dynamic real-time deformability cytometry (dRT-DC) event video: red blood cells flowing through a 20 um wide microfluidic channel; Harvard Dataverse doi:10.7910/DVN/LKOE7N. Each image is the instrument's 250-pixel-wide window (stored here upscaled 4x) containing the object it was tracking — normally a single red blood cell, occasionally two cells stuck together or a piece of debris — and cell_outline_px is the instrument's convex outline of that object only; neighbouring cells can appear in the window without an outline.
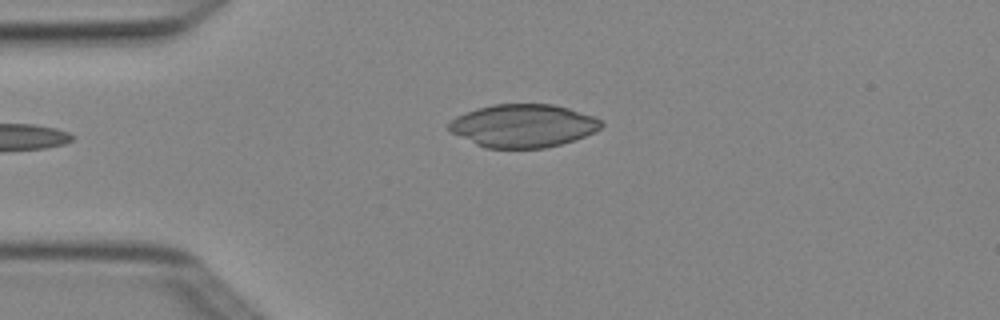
{"species": "Egyptian fruit bat (a non-hibernating species)", "species_latin": "Rousettus aegyptiacus", "temperature_condition": "cold", "stored_images_in_passage": 4, "camera_frame_rate_fps": 3000, "um_per_image_px": 0.085, "animal": {"sex": "female"}, "frame": {"image": 1, "passage_image": 4, "time_ms": 1.0, "image_size_px": [1000, 320], "cell_outline_px": [[604, 124], [600, 128], [584, 136], [560, 144], [544, 148], [484, 148], [452, 132], [448, 128], [448, 124], [456, 116], [476, 108], [492, 104], [552, 104], [568, 108], [604, 120]], "centroid_in_image_um": [44.46, 10.68], "position_along_channel_um": 40.5, "area_um2": 37.97}}